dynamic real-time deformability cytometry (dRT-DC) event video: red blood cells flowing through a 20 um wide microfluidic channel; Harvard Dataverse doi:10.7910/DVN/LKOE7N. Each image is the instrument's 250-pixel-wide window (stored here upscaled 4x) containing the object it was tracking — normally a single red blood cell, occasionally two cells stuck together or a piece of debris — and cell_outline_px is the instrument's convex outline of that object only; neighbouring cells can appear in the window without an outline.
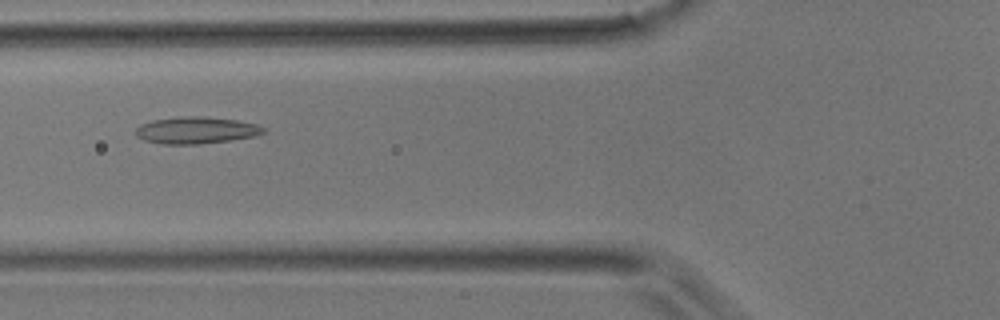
{"species": "common noctule bat (a hibernating species)", "species_latin": "Nyctalus noctula", "temperature_condition": "room temperature", "stored_images_in_passage": 5, "camera_frame_rate_fps": 3000, "um_per_image_px": 0.085, "animal": {"sex": "male", "body_mass_g": 17.9}, "frame": {"image": 1, "passage_image": 4, "time_ms": 1.0, "image_size_px": [1000, 320], "cell_outline_px": [[264, 132], [256, 136], [232, 140], [200, 144], [160, 144], [144, 140], [136, 136], [136, 128], [140, 124], [152, 120], [188, 116], [196, 116], [236, 120], [256, 124], [264, 128]], "centroid_in_image_um": [16.65, 11.08], "position_along_channel_um": 109.2, "area_um2": 19.88}}
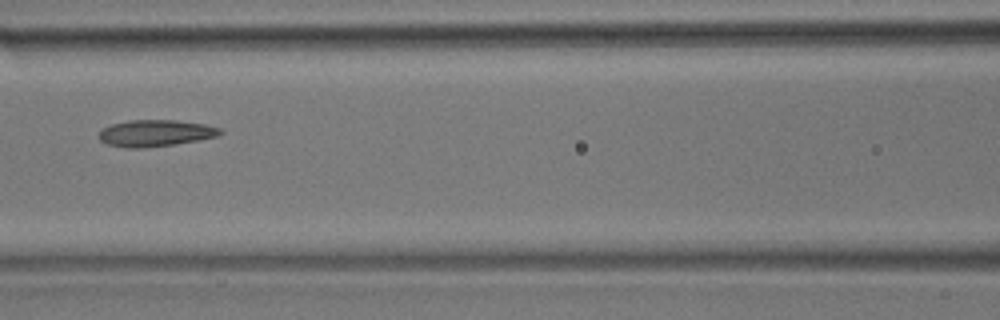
{"frame": {"image": 2, "passage_image": 5, "time_ms": 1.333, "image_size_px": [1000, 320], "cell_outline_px": [[224, 132], [220, 136], [200, 140], [144, 148], [124, 148], [108, 144], [100, 140], [96, 136], [104, 128], [112, 124], [128, 120], [176, 120], [204, 124], [220, 128]], "centroid_in_image_um": [13.23, 11.32], "position_along_channel_um": 153.4, "area_um2": 18.9}}